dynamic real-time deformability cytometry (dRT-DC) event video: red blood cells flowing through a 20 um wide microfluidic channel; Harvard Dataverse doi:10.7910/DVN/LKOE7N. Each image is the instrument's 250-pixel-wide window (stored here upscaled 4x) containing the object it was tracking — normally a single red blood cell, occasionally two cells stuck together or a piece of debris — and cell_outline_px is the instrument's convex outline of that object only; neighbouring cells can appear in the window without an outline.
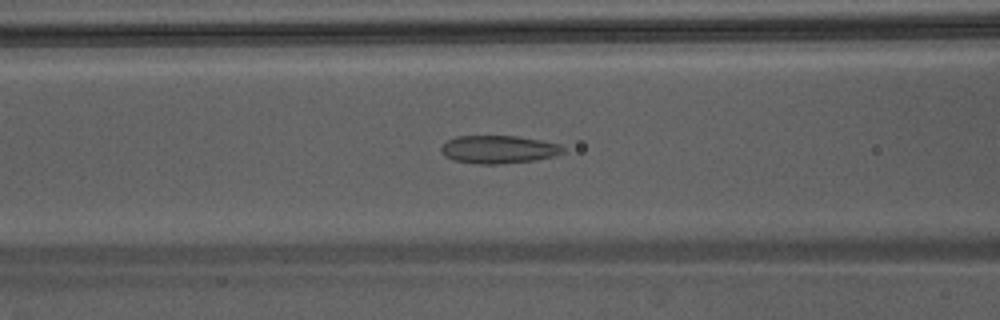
{"species": "Egyptian fruit bat (a non-hibernating species)", "species_latin": "Rousettus aegyptiacus", "temperature_condition": "warm", "stored_images_in_passage": 31, "camera_frame_rate_fps": 3000, "um_per_image_px": 0.085, "animal": {"sex": "male"}, "frame": {"image": 1, "passage_image": 11, "time_ms": 3.333, "image_size_px": [1000, 320], "cell_outline_px": [[564, 152], [556, 156], [536, 160], [504, 164], [480, 164], [452, 160], [444, 156], [440, 152], [440, 148], [448, 140], [456, 136], [516, 136], [540, 140], [560, 144], [564, 148]], "centroid_in_image_um": [42.38, 12.71], "position_along_channel_um": 124.2, "area_um2": 20.06}}
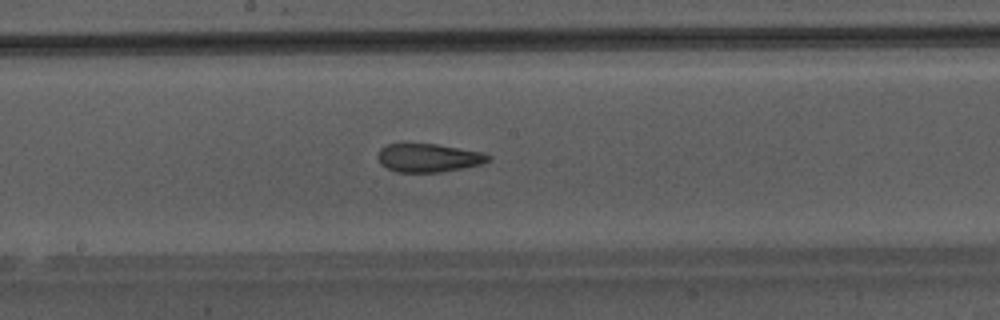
{"frame": {"image": 2, "passage_image": 17, "time_ms": 5.333, "image_size_px": [1000, 320], "cell_outline_px": [[492, 156], [488, 160], [480, 164], [464, 168], [440, 172], [396, 172], [380, 164], [376, 156], [380, 148], [388, 144], [436, 144], [480, 152]], "centroid_in_image_um": [36.37, 13.42], "position_along_channel_um": 211.8, "area_um2": 18.15}}
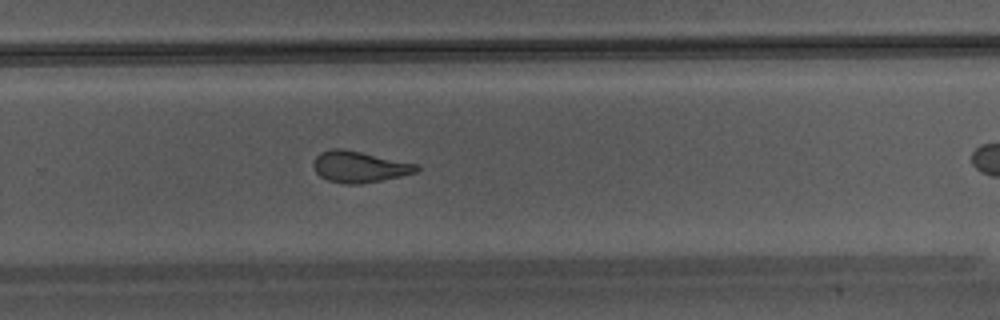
{"frame": {"image": 3, "passage_image": 23, "time_ms": 7.333, "image_size_px": [1000, 320], "cell_outline_px": [[420, 168], [416, 172], [400, 176], [360, 184], [344, 184], [328, 180], [320, 176], [316, 172], [312, 164], [316, 156], [320, 152], [332, 148], [344, 148], [420, 164]], "centroid_in_image_um": [30.55, 14.16], "position_along_channel_um": 299.3, "area_um2": 18.96}}